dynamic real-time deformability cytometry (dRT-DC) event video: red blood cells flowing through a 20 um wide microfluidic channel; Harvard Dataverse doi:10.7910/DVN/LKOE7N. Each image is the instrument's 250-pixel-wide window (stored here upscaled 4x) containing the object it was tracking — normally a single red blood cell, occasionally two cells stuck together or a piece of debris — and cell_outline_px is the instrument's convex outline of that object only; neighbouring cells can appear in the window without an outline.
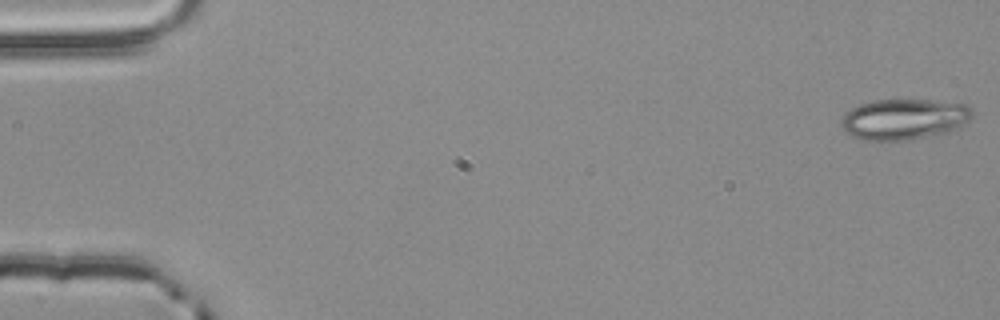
{"species": "common noctule bat (a hibernating species)", "species_latin": "Nyctalus noctula", "temperature_condition": "room temperature", "stored_images_in_passage": 51, "camera_frame_rate_fps": 3000, "um_per_image_px": 0.085, "animal": {"sex": "male", "body_mass_g": 20.4}, "frame": {"image": 1, "passage_image": 1, "time_ms": 0.0, "image_size_px": [1000, 320], "cell_outline_px": [[972, 116], [960, 128], [948, 132], [912, 140], [860, 140], [844, 132], [840, 124], [840, 120], [844, 112], [860, 104], [872, 100], [932, 100], [964, 104], [972, 108]], "centroid_in_image_um": [76.81, 10.14], "position_along_channel_um": 8.2, "area_um2": 31.5}}
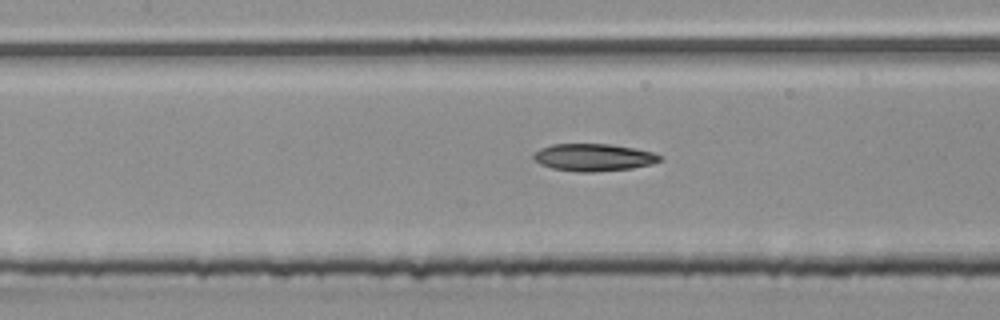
{"frame": {"image": 2, "passage_image": 25, "time_ms": 8.0, "image_size_px": [1000, 320], "cell_outline_px": [[660, 160], [652, 164], [632, 168], [592, 172], [576, 172], [552, 168], [540, 164], [532, 160], [532, 156], [540, 148], [552, 144], [608, 144], [632, 148], [652, 152], [660, 156]], "centroid_in_image_um": [50.39, 13.38], "position_along_channel_um": 157.0, "area_um2": 20.0}}
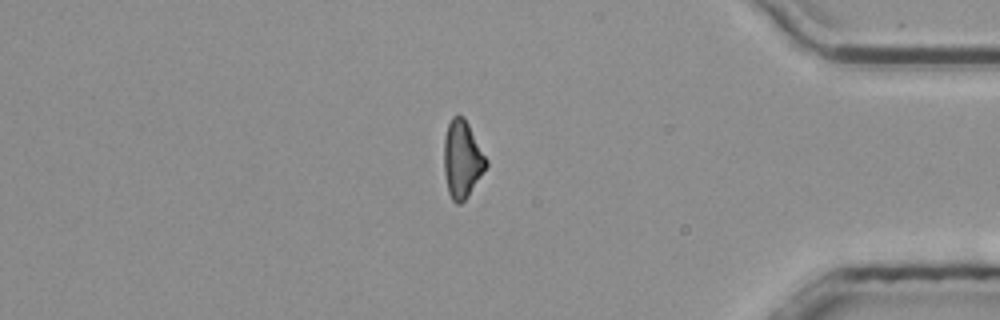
{"frame": {"image": 3, "passage_image": 46, "time_ms": 15.0, "image_size_px": [1000, 320], "cell_outline_px": [[488, 164], [468, 196], [460, 204], [456, 204], [452, 200], [448, 192], [444, 172], [444, 136], [448, 124], [452, 116], [464, 116], [488, 160]], "centroid_in_image_um": [39.27, 13.53], "position_along_channel_um": 395.9, "area_um2": 19.02}}